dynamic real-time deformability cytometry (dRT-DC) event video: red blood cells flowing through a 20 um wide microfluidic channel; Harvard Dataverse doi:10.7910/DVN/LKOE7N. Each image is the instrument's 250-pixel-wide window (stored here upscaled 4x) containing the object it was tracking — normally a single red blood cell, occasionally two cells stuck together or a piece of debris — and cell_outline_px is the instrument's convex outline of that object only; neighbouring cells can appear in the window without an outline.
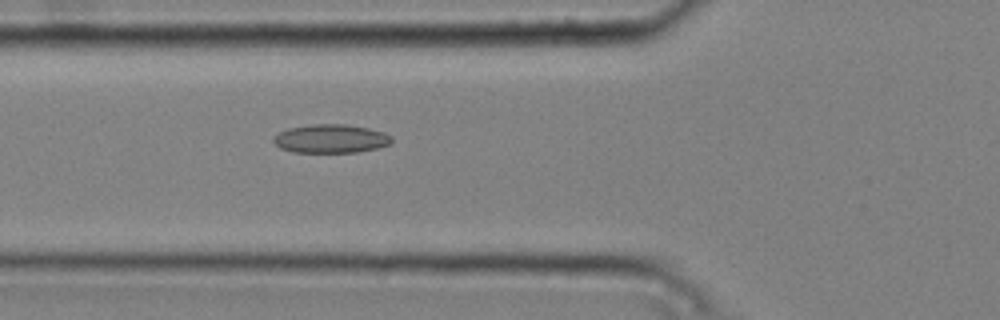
{"species": "common noctule bat (a hibernating species)", "species_latin": "Nyctalus noctula", "temperature_condition": "cold", "stored_images_in_passage": 3, "camera_frame_rate_fps": 3000, "um_per_image_px": 0.085, "animal": {"sex": "male", "body_mass_g": 20.4}, "frame": {"image": 1, "passage_image": 3, "time_ms": 0.667, "image_size_px": [1000, 320], "cell_outline_px": [[392, 144], [376, 148], [356, 152], [292, 152], [280, 148], [272, 140], [280, 132], [288, 128], [312, 124], [344, 124], [368, 128], [384, 132], [392, 136]], "centroid_in_image_um": [28.14, 11.79], "position_along_channel_um": 97.7, "area_um2": 19.65}}